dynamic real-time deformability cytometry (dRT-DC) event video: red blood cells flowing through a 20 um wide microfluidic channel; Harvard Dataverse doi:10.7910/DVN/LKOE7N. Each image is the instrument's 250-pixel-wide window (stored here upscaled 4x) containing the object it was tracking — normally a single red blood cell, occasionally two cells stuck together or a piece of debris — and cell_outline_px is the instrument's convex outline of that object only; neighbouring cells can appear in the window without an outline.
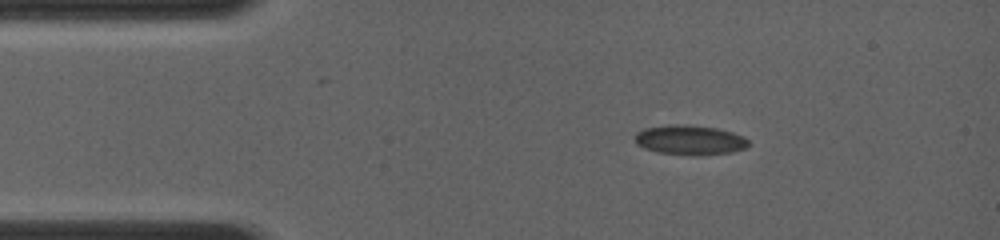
{"species": "common noctule bat (a hibernating species)", "species_latin": "Nyctalus noctula", "temperature_condition": "room temperature", "stored_images_in_passage": 53, "camera_frame_rate_fps": 4000, "um_per_image_px": 0.085, "animal": {"sex": "female", "body_mass_g": 19.0, "forearm_length_mm": 56.7}, "frame": {"image": 1, "passage_image": 1, "time_ms": 0.0, "image_size_px": [1000, 240], "cell_outline_px": [[748, 144], [744, 148], [732, 152], [700, 156], [692, 156], [656, 152], [644, 148], [636, 144], [632, 136], [636, 132], [644, 128], [668, 124], [684, 124], [716, 128], [732, 132], [744, 136], [748, 140]], "centroid_in_image_um": [58.58, 11.9], "position_along_channel_um": 26.4, "area_um2": 20.06}}
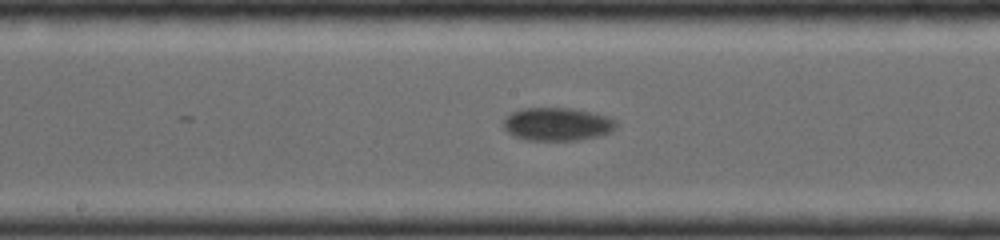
{"frame": {"image": 2, "passage_image": 24, "time_ms": 5.5, "image_size_px": [1000, 240], "cell_outline_px": [[616, 128], [612, 132], [600, 136], [580, 140], [524, 140], [512, 136], [504, 128], [504, 120], [512, 112], [520, 108], [572, 108], [592, 112], [608, 116], [616, 124]], "centroid_in_image_um": [47.37, 10.56], "position_along_channel_um": 200.8, "area_um2": 21.91}}
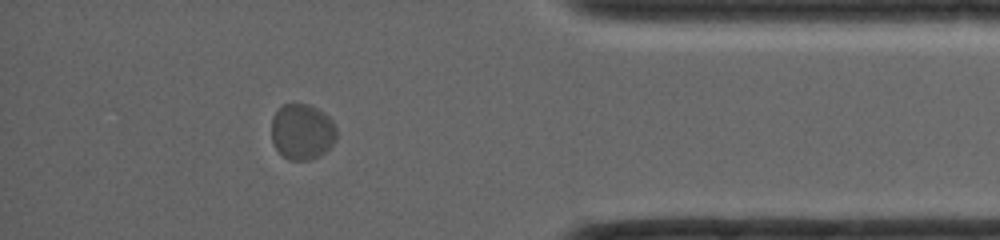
{"frame": {"image": 3, "passage_image": 46, "time_ms": 11.0, "image_size_px": [1000, 240], "cell_outline_px": [[336, 140], [320, 156], [308, 160], [288, 160], [276, 148], [272, 140], [272, 116], [284, 104], [308, 104], [324, 112], [332, 120], [336, 128]], "centroid_in_image_um": [25.69, 11.2], "position_along_channel_um": 409.5, "area_um2": 21.1}}